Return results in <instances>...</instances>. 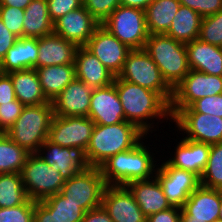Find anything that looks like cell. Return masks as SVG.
Here are the masks:
<instances>
[{"label": "cell", "instance_id": "11", "mask_svg": "<svg viewBox=\"0 0 222 222\" xmlns=\"http://www.w3.org/2000/svg\"><path fill=\"white\" fill-rule=\"evenodd\" d=\"M173 130L182 137L196 142L215 144L222 142V118L196 113L191 107L182 108L173 118ZM177 128V129H176Z\"/></svg>", "mask_w": 222, "mask_h": 222}, {"label": "cell", "instance_id": "26", "mask_svg": "<svg viewBox=\"0 0 222 222\" xmlns=\"http://www.w3.org/2000/svg\"><path fill=\"white\" fill-rule=\"evenodd\" d=\"M38 58V38H18L0 62V72L36 69Z\"/></svg>", "mask_w": 222, "mask_h": 222}, {"label": "cell", "instance_id": "51", "mask_svg": "<svg viewBox=\"0 0 222 222\" xmlns=\"http://www.w3.org/2000/svg\"><path fill=\"white\" fill-rule=\"evenodd\" d=\"M180 222H197V221H191V218L187 216L182 210H181V221Z\"/></svg>", "mask_w": 222, "mask_h": 222}, {"label": "cell", "instance_id": "42", "mask_svg": "<svg viewBox=\"0 0 222 222\" xmlns=\"http://www.w3.org/2000/svg\"><path fill=\"white\" fill-rule=\"evenodd\" d=\"M47 4L49 17L54 23L68 12L81 8L83 0H47Z\"/></svg>", "mask_w": 222, "mask_h": 222}, {"label": "cell", "instance_id": "40", "mask_svg": "<svg viewBox=\"0 0 222 222\" xmlns=\"http://www.w3.org/2000/svg\"><path fill=\"white\" fill-rule=\"evenodd\" d=\"M24 107L17 99L0 105V133H6L11 128Z\"/></svg>", "mask_w": 222, "mask_h": 222}, {"label": "cell", "instance_id": "12", "mask_svg": "<svg viewBox=\"0 0 222 222\" xmlns=\"http://www.w3.org/2000/svg\"><path fill=\"white\" fill-rule=\"evenodd\" d=\"M157 156H160V160L155 177L170 205L182 208L190 194L200 185V178L190 171L170 166L166 160H162L165 155Z\"/></svg>", "mask_w": 222, "mask_h": 222}, {"label": "cell", "instance_id": "15", "mask_svg": "<svg viewBox=\"0 0 222 222\" xmlns=\"http://www.w3.org/2000/svg\"><path fill=\"white\" fill-rule=\"evenodd\" d=\"M85 47L117 77L123 69L129 49L101 24L94 31Z\"/></svg>", "mask_w": 222, "mask_h": 222}, {"label": "cell", "instance_id": "23", "mask_svg": "<svg viewBox=\"0 0 222 222\" xmlns=\"http://www.w3.org/2000/svg\"><path fill=\"white\" fill-rule=\"evenodd\" d=\"M78 46L52 33L38 38L37 68L52 65L74 64Z\"/></svg>", "mask_w": 222, "mask_h": 222}, {"label": "cell", "instance_id": "47", "mask_svg": "<svg viewBox=\"0 0 222 222\" xmlns=\"http://www.w3.org/2000/svg\"><path fill=\"white\" fill-rule=\"evenodd\" d=\"M33 222H61L41 201L35 202Z\"/></svg>", "mask_w": 222, "mask_h": 222}, {"label": "cell", "instance_id": "33", "mask_svg": "<svg viewBox=\"0 0 222 222\" xmlns=\"http://www.w3.org/2000/svg\"><path fill=\"white\" fill-rule=\"evenodd\" d=\"M28 199L20 173H0V208L16 207Z\"/></svg>", "mask_w": 222, "mask_h": 222}, {"label": "cell", "instance_id": "41", "mask_svg": "<svg viewBox=\"0 0 222 222\" xmlns=\"http://www.w3.org/2000/svg\"><path fill=\"white\" fill-rule=\"evenodd\" d=\"M196 113L222 118V94L200 98L190 106Z\"/></svg>", "mask_w": 222, "mask_h": 222}, {"label": "cell", "instance_id": "31", "mask_svg": "<svg viewBox=\"0 0 222 222\" xmlns=\"http://www.w3.org/2000/svg\"><path fill=\"white\" fill-rule=\"evenodd\" d=\"M179 7V0H153L145 10L149 35L165 34Z\"/></svg>", "mask_w": 222, "mask_h": 222}, {"label": "cell", "instance_id": "46", "mask_svg": "<svg viewBox=\"0 0 222 222\" xmlns=\"http://www.w3.org/2000/svg\"><path fill=\"white\" fill-rule=\"evenodd\" d=\"M17 39L18 37L8 30L0 18V62Z\"/></svg>", "mask_w": 222, "mask_h": 222}, {"label": "cell", "instance_id": "14", "mask_svg": "<svg viewBox=\"0 0 222 222\" xmlns=\"http://www.w3.org/2000/svg\"><path fill=\"white\" fill-rule=\"evenodd\" d=\"M38 155L61 176L68 180L75 174L90 169L86 150L81 147H61L48 139L40 146Z\"/></svg>", "mask_w": 222, "mask_h": 222}, {"label": "cell", "instance_id": "9", "mask_svg": "<svg viewBox=\"0 0 222 222\" xmlns=\"http://www.w3.org/2000/svg\"><path fill=\"white\" fill-rule=\"evenodd\" d=\"M222 94V76L190 69L173 89L170 114L173 118L182 108L190 107L200 98Z\"/></svg>", "mask_w": 222, "mask_h": 222}, {"label": "cell", "instance_id": "24", "mask_svg": "<svg viewBox=\"0 0 222 222\" xmlns=\"http://www.w3.org/2000/svg\"><path fill=\"white\" fill-rule=\"evenodd\" d=\"M126 186L134 195L136 203L146 217L172 207L156 177L133 181Z\"/></svg>", "mask_w": 222, "mask_h": 222}, {"label": "cell", "instance_id": "7", "mask_svg": "<svg viewBox=\"0 0 222 222\" xmlns=\"http://www.w3.org/2000/svg\"><path fill=\"white\" fill-rule=\"evenodd\" d=\"M26 193L32 201L39 202L59 193L65 179L37 153H30L21 172Z\"/></svg>", "mask_w": 222, "mask_h": 222}, {"label": "cell", "instance_id": "39", "mask_svg": "<svg viewBox=\"0 0 222 222\" xmlns=\"http://www.w3.org/2000/svg\"><path fill=\"white\" fill-rule=\"evenodd\" d=\"M83 6L102 24L120 6V0H83Z\"/></svg>", "mask_w": 222, "mask_h": 222}, {"label": "cell", "instance_id": "50", "mask_svg": "<svg viewBox=\"0 0 222 222\" xmlns=\"http://www.w3.org/2000/svg\"><path fill=\"white\" fill-rule=\"evenodd\" d=\"M32 0H0V6H11L25 9Z\"/></svg>", "mask_w": 222, "mask_h": 222}, {"label": "cell", "instance_id": "3", "mask_svg": "<svg viewBox=\"0 0 222 222\" xmlns=\"http://www.w3.org/2000/svg\"><path fill=\"white\" fill-rule=\"evenodd\" d=\"M145 136L128 121L109 126L95 124L86 148L87 159L92 167H100L115 154L132 149Z\"/></svg>", "mask_w": 222, "mask_h": 222}, {"label": "cell", "instance_id": "19", "mask_svg": "<svg viewBox=\"0 0 222 222\" xmlns=\"http://www.w3.org/2000/svg\"><path fill=\"white\" fill-rule=\"evenodd\" d=\"M88 117L95 124L108 126L126 121L114 82L109 86L93 89Z\"/></svg>", "mask_w": 222, "mask_h": 222}, {"label": "cell", "instance_id": "5", "mask_svg": "<svg viewBox=\"0 0 222 222\" xmlns=\"http://www.w3.org/2000/svg\"><path fill=\"white\" fill-rule=\"evenodd\" d=\"M53 116L52 101L25 106L19 118L5 134L29 153H37L48 139Z\"/></svg>", "mask_w": 222, "mask_h": 222}, {"label": "cell", "instance_id": "25", "mask_svg": "<svg viewBox=\"0 0 222 222\" xmlns=\"http://www.w3.org/2000/svg\"><path fill=\"white\" fill-rule=\"evenodd\" d=\"M185 45L190 69L222 76V47L202 42L199 39Z\"/></svg>", "mask_w": 222, "mask_h": 222}, {"label": "cell", "instance_id": "53", "mask_svg": "<svg viewBox=\"0 0 222 222\" xmlns=\"http://www.w3.org/2000/svg\"><path fill=\"white\" fill-rule=\"evenodd\" d=\"M212 222H222V219H215L214 221H212Z\"/></svg>", "mask_w": 222, "mask_h": 222}, {"label": "cell", "instance_id": "22", "mask_svg": "<svg viewBox=\"0 0 222 222\" xmlns=\"http://www.w3.org/2000/svg\"><path fill=\"white\" fill-rule=\"evenodd\" d=\"M76 78L92 89L111 85L115 76L85 46H78L75 54Z\"/></svg>", "mask_w": 222, "mask_h": 222}, {"label": "cell", "instance_id": "8", "mask_svg": "<svg viewBox=\"0 0 222 222\" xmlns=\"http://www.w3.org/2000/svg\"><path fill=\"white\" fill-rule=\"evenodd\" d=\"M101 25L131 50L143 49L149 37L142 9L120 5Z\"/></svg>", "mask_w": 222, "mask_h": 222}, {"label": "cell", "instance_id": "49", "mask_svg": "<svg viewBox=\"0 0 222 222\" xmlns=\"http://www.w3.org/2000/svg\"><path fill=\"white\" fill-rule=\"evenodd\" d=\"M153 0H120V5L146 10Z\"/></svg>", "mask_w": 222, "mask_h": 222}, {"label": "cell", "instance_id": "52", "mask_svg": "<svg viewBox=\"0 0 222 222\" xmlns=\"http://www.w3.org/2000/svg\"><path fill=\"white\" fill-rule=\"evenodd\" d=\"M219 219H222V190H221V205L219 209Z\"/></svg>", "mask_w": 222, "mask_h": 222}, {"label": "cell", "instance_id": "4", "mask_svg": "<svg viewBox=\"0 0 222 222\" xmlns=\"http://www.w3.org/2000/svg\"><path fill=\"white\" fill-rule=\"evenodd\" d=\"M144 50L158 66L163 79L172 89L190 71L186 45L166 34L149 35Z\"/></svg>", "mask_w": 222, "mask_h": 222}, {"label": "cell", "instance_id": "44", "mask_svg": "<svg viewBox=\"0 0 222 222\" xmlns=\"http://www.w3.org/2000/svg\"><path fill=\"white\" fill-rule=\"evenodd\" d=\"M181 210L182 208L172 206L148 216L146 222H180Z\"/></svg>", "mask_w": 222, "mask_h": 222}, {"label": "cell", "instance_id": "10", "mask_svg": "<svg viewBox=\"0 0 222 222\" xmlns=\"http://www.w3.org/2000/svg\"><path fill=\"white\" fill-rule=\"evenodd\" d=\"M106 186L100 168L91 167L65 180L60 193L87 212L101 205Z\"/></svg>", "mask_w": 222, "mask_h": 222}, {"label": "cell", "instance_id": "28", "mask_svg": "<svg viewBox=\"0 0 222 222\" xmlns=\"http://www.w3.org/2000/svg\"><path fill=\"white\" fill-rule=\"evenodd\" d=\"M42 91L53 101L76 78L75 64L52 65L36 68Z\"/></svg>", "mask_w": 222, "mask_h": 222}, {"label": "cell", "instance_id": "30", "mask_svg": "<svg viewBox=\"0 0 222 222\" xmlns=\"http://www.w3.org/2000/svg\"><path fill=\"white\" fill-rule=\"evenodd\" d=\"M202 16L187 6L180 5L172 23L165 33L181 43L198 39Z\"/></svg>", "mask_w": 222, "mask_h": 222}, {"label": "cell", "instance_id": "45", "mask_svg": "<svg viewBox=\"0 0 222 222\" xmlns=\"http://www.w3.org/2000/svg\"><path fill=\"white\" fill-rule=\"evenodd\" d=\"M16 99L14 87L10 76L0 72V105Z\"/></svg>", "mask_w": 222, "mask_h": 222}, {"label": "cell", "instance_id": "32", "mask_svg": "<svg viewBox=\"0 0 222 222\" xmlns=\"http://www.w3.org/2000/svg\"><path fill=\"white\" fill-rule=\"evenodd\" d=\"M29 154L5 133H0V173H20Z\"/></svg>", "mask_w": 222, "mask_h": 222}, {"label": "cell", "instance_id": "36", "mask_svg": "<svg viewBox=\"0 0 222 222\" xmlns=\"http://www.w3.org/2000/svg\"><path fill=\"white\" fill-rule=\"evenodd\" d=\"M198 39L222 47V10L202 17Z\"/></svg>", "mask_w": 222, "mask_h": 222}, {"label": "cell", "instance_id": "17", "mask_svg": "<svg viewBox=\"0 0 222 222\" xmlns=\"http://www.w3.org/2000/svg\"><path fill=\"white\" fill-rule=\"evenodd\" d=\"M99 25L100 23L82 6L57 19L53 23V33L77 46H85Z\"/></svg>", "mask_w": 222, "mask_h": 222}, {"label": "cell", "instance_id": "18", "mask_svg": "<svg viewBox=\"0 0 222 222\" xmlns=\"http://www.w3.org/2000/svg\"><path fill=\"white\" fill-rule=\"evenodd\" d=\"M93 89L75 78L52 101L54 115L88 117Z\"/></svg>", "mask_w": 222, "mask_h": 222}, {"label": "cell", "instance_id": "29", "mask_svg": "<svg viewBox=\"0 0 222 222\" xmlns=\"http://www.w3.org/2000/svg\"><path fill=\"white\" fill-rule=\"evenodd\" d=\"M23 37L40 38L53 33L47 0H32L24 9Z\"/></svg>", "mask_w": 222, "mask_h": 222}, {"label": "cell", "instance_id": "21", "mask_svg": "<svg viewBox=\"0 0 222 222\" xmlns=\"http://www.w3.org/2000/svg\"><path fill=\"white\" fill-rule=\"evenodd\" d=\"M221 190L199 185L189 196L182 211L191 221L212 222L219 218Z\"/></svg>", "mask_w": 222, "mask_h": 222}, {"label": "cell", "instance_id": "34", "mask_svg": "<svg viewBox=\"0 0 222 222\" xmlns=\"http://www.w3.org/2000/svg\"><path fill=\"white\" fill-rule=\"evenodd\" d=\"M61 222H82L85 212L60 192L41 201Z\"/></svg>", "mask_w": 222, "mask_h": 222}, {"label": "cell", "instance_id": "2", "mask_svg": "<svg viewBox=\"0 0 222 222\" xmlns=\"http://www.w3.org/2000/svg\"><path fill=\"white\" fill-rule=\"evenodd\" d=\"M148 137L150 135L145 136L132 149L110 157L99 167L106 185L126 186L133 181L149 180L155 177L159 164L157 161L160 160L155 155L161 151H157L158 148L156 149L155 145H150L151 142L146 144ZM150 146H154L152 148L156 153L151 150Z\"/></svg>", "mask_w": 222, "mask_h": 222}, {"label": "cell", "instance_id": "20", "mask_svg": "<svg viewBox=\"0 0 222 222\" xmlns=\"http://www.w3.org/2000/svg\"><path fill=\"white\" fill-rule=\"evenodd\" d=\"M179 139L180 141L177 142ZM174 140L177 142V145L173 146L175 151L168 152L170 156H165L166 162L170 166L190 171L200 178L207 165L211 145L183 137Z\"/></svg>", "mask_w": 222, "mask_h": 222}, {"label": "cell", "instance_id": "38", "mask_svg": "<svg viewBox=\"0 0 222 222\" xmlns=\"http://www.w3.org/2000/svg\"><path fill=\"white\" fill-rule=\"evenodd\" d=\"M0 18L10 32L18 38L23 37L24 9L0 6Z\"/></svg>", "mask_w": 222, "mask_h": 222}, {"label": "cell", "instance_id": "35", "mask_svg": "<svg viewBox=\"0 0 222 222\" xmlns=\"http://www.w3.org/2000/svg\"><path fill=\"white\" fill-rule=\"evenodd\" d=\"M200 185L222 190V142L211 144L207 165L200 177Z\"/></svg>", "mask_w": 222, "mask_h": 222}, {"label": "cell", "instance_id": "27", "mask_svg": "<svg viewBox=\"0 0 222 222\" xmlns=\"http://www.w3.org/2000/svg\"><path fill=\"white\" fill-rule=\"evenodd\" d=\"M7 74L12 80L16 99L24 106L50 102L42 91L36 69L13 71Z\"/></svg>", "mask_w": 222, "mask_h": 222}, {"label": "cell", "instance_id": "16", "mask_svg": "<svg viewBox=\"0 0 222 222\" xmlns=\"http://www.w3.org/2000/svg\"><path fill=\"white\" fill-rule=\"evenodd\" d=\"M101 205L113 222H146L147 220L127 186L107 185Z\"/></svg>", "mask_w": 222, "mask_h": 222}, {"label": "cell", "instance_id": "48", "mask_svg": "<svg viewBox=\"0 0 222 222\" xmlns=\"http://www.w3.org/2000/svg\"><path fill=\"white\" fill-rule=\"evenodd\" d=\"M82 222H113L109 214L100 205L85 212Z\"/></svg>", "mask_w": 222, "mask_h": 222}, {"label": "cell", "instance_id": "6", "mask_svg": "<svg viewBox=\"0 0 222 222\" xmlns=\"http://www.w3.org/2000/svg\"><path fill=\"white\" fill-rule=\"evenodd\" d=\"M118 77L157 92L169 105L172 101L173 89L144 48L129 51Z\"/></svg>", "mask_w": 222, "mask_h": 222}, {"label": "cell", "instance_id": "43", "mask_svg": "<svg viewBox=\"0 0 222 222\" xmlns=\"http://www.w3.org/2000/svg\"><path fill=\"white\" fill-rule=\"evenodd\" d=\"M179 2L180 5L189 7L202 17L222 10V0H179Z\"/></svg>", "mask_w": 222, "mask_h": 222}, {"label": "cell", "instance_id": "37", "mask_svg": "<svg viewBox=\"0 0 222 222\" xmlns=\"http://www.w3.org/2000/svg\"><path fill=\"white\" fill-rule=\"evenodd\" d=\"M34 204L28 199L16 207L0 208V222H33Z\"/></svg>", "mask_w": 222, "mask_h": 222}, {"label": "cell", "instance_id": "13", "mask_svg": "<svg viewBox=\"0 0 222 222\" xmlns=\"http://www.w3.org/2000/svg\"><path fill=\"white\" fill-rule=\"evenodd\" d=\"M95 123L89 117L53 116L48 140L61 147H81L86 150Z\"/></svg>", "mask_w": 222, "mask_h": 222}, {"label": "cell", "instance_id": "1", "mask_svg": "<svg viewBox=\"0 0 222 222\" xmlns=\"http://www.w3.org/2000/svg\"><path fill=\"white\" fill-rule=\"evenodd\" d=\"M125 120L134 124L146 136L153 131H159V123L172 122L170 105L155 91L129 81H124L118 76L114 78ZM164 120H163V119ZM162 120V121H161ZM155 121H157L155 123ZM155 124V125H154ZM156 126V128H154Z\"/></svg>", "mask_w": 222, "mask_h": 222}]
</instances>
